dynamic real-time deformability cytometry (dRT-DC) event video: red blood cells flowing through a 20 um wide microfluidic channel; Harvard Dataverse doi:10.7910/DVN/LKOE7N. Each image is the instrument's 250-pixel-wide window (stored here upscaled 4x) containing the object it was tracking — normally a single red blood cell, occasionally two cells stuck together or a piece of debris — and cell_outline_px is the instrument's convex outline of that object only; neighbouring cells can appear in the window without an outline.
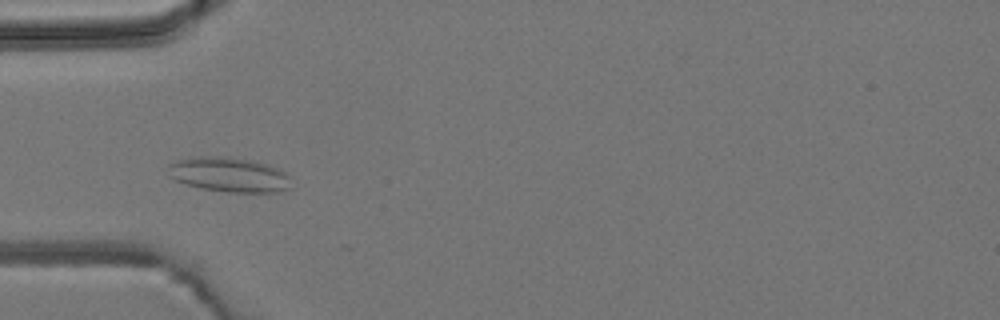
{"species": "common noctule bat (a hibernating species)", "species_latin": "Nyctalus noctula", "temperature_condition": "room temperature", "stored_images_in_passage": 6, "camera_frame_rate_fps": 3000, "um_per_image_px": 0.085, "animal": {"sex": "male", "body_mass_g": 19.2, "forearm_length_mm": 51.8}, "frame": {"image": 1, "passage_image": 3, "time_ms": 2.333, "image_size_px": [1000, 320], "cell_outline_px": [[288, 188], [280, 192], [228, 192], [204, 188], [188, 184], [176, 180], [168, 176], [168, 164], [176, 160], [192, 156], [220, 156], [252, 160], [268, 164], [280, 168], [288, 176]], "centroid_in_image_um": [19.44, 14.82], "position_along_channel_um": 65.6, "area_um2": 24.85}}
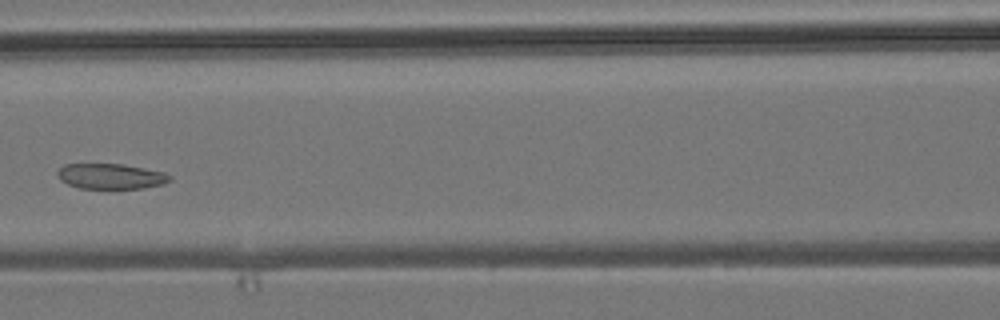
{"frame": {"image": 2, "passage_image": 5, "time_ms": 4.667, "image_size_px": [1000, 320], "cell_outline_px": [[172, 180], [164, 184], [144, 188], [80, 188], [68, 184], [60, 180], [56, 172], [64, 164], [124, 164], [164, 172], [172, 176]], "centroid_in_image_um": [9.44, 14.98], "position_along_channel_um": 157.2, "area_um2": 16.65}}
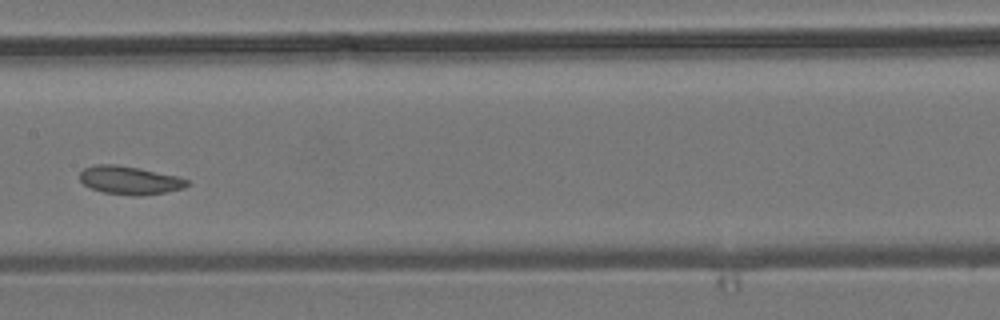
{"frame": {"image": 3, "passage_image": 6, "time_ms": 5.667, "image_size_px": [1000, 320], "cell_outline_px": [[188, 184], [184, 188], [164, 192], [140, 196], [136, 196], [104, 192], [92, 188], [84, 184], [80, 180], [80, 172], [84, 168], [96, 164], [116, 164], [180, 176], [188, 180]], "centroid_in_image_um": [11.03, 15.31], "position_along_channel_um": 196.4, "area_um2": 17.57}}